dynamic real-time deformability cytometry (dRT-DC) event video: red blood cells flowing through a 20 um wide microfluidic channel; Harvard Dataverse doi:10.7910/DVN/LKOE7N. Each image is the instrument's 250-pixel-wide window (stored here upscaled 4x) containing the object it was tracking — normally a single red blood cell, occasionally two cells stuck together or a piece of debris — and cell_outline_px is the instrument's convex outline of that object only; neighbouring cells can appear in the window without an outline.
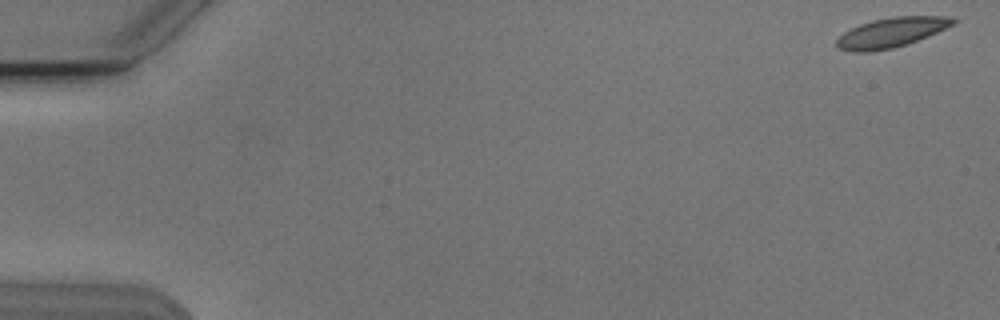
{"species": "Egyptian fruit bat (a non-hibernating species)", "species_latin": "Rousettus aegyptiacus", "temperature_condition": "cold", "stored_images_in_passage": 54, "camera_frame_rate_fps": 3000, "um_per_image_px": 0.085, "animal": {"sex": "male"}, "frame": {"image": 1, "passage_image": 1, "time_ms": 0.0, "image_size_px": [1000, 320], "cell_outline_px": [[956, 20], [952, 24], [928, 36], [892, 48], [868, 52], [852, 52], [836, 48], [836, 40], [844, 32], [860, 24], [872, 20], [892, 16], [944, 16]], "centroid_in_image_um": [75.68, 2.76], "position_along_channel_um": 9.3, "area_um2": 19.83}}
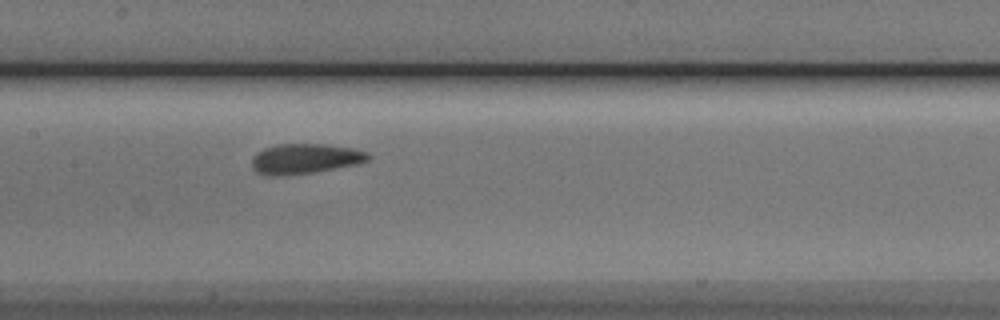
{"frame": {"image": 2, "passage_image": 27, "time_ms": 8.667, "image_size_px": [1000, 320], "cell_outline_px": [[372, 156], [368, 160], [356, 164], [312, 172], [284, 176], [268, 176], [256, 172], [252, 168], [252, 156], [256, 152], [264, 148], [280, 144], [324, 144], [352, 148], [368, 152]], "centroid_in_image_um": [25.89, 13.49], "position_along_channel_um": 181.5, "area_um2": 20.46}}
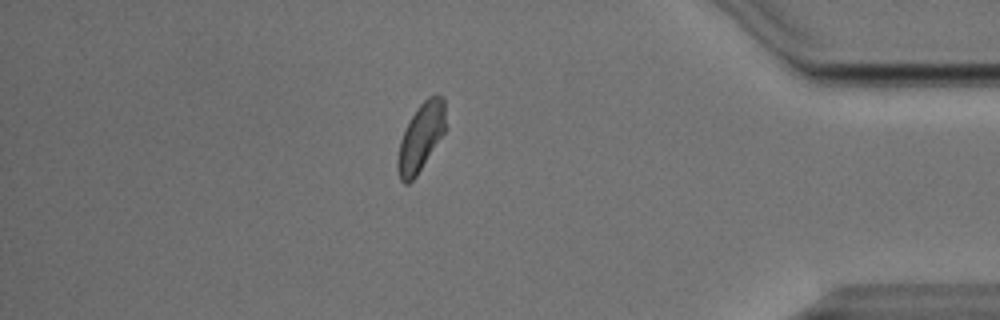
{"frame": {"image": 3, "passage_image": 47, "time_ms": 15.333, "image_size_px": [1000, 320], "cell_outline_px": [[444, 132], [416, 176], [408, 184], [404, 184], [400, 180], [396, 164], [396, 160], [400, 140], [416, 108], [428, 96], [436, 92], [444, 96]], "centroid_in_image_um": [35.75, 11.65], "position_along_channel_um": 399.5, "area_um2": 18.73}, "authors_computed_cell_mechanics": {"area_um2": 19.9988, "velocity_mm_per_s": 3.7771, "shape_relaxation_time_tau1_ms": 7.0224, "shape_relaxation_time_tau2_ms": 2.2878, "deformation_change_tau1": 0.1341, "deformation_change_tau2": 0.0678}}